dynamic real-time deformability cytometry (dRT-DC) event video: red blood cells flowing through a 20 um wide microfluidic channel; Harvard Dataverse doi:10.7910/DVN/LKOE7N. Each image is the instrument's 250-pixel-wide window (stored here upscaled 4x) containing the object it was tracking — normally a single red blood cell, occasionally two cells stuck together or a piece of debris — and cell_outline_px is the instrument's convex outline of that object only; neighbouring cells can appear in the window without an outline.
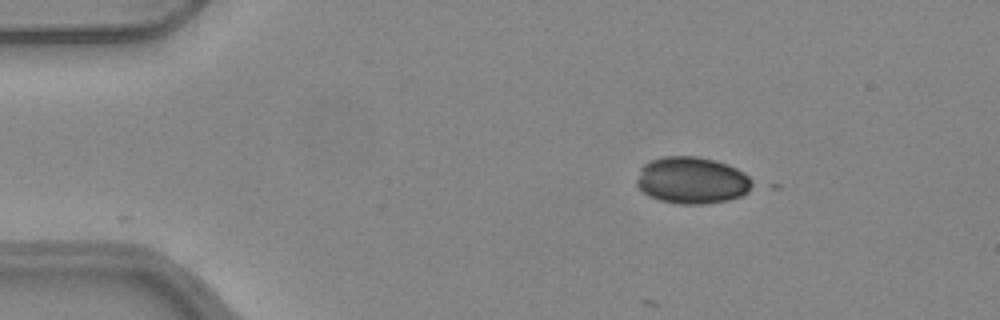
{"species": "common noctule bat (a hibernating species)", "species_latin": "Nyctalus noctula", "temperature_condition": "warm", "stored_images_in_passage": 3, "camera_frame_rate_fps": 3000, "um_per_image_px": 0.085, "animal": {"sex": "female", "body_mass_g": 24.6, "forearm_length_mm": 56.2}, "frame": {"image": 1, "passage_image": 1, "time_ms": 0.0, "image_size_px": [1000, 320], "cell_outline_px": [[756, 184], [748, 192], [740, 196], [728, 200], [704, 204], [680, 204], [660, 200], [648, 196], [636, 184], [636, 180], [640, 168], [644, 164], [652, 160], [664, 156], [696, 156], [716, 160], [728, 164], [744, 172]], "centroid_in_image_um": [58.84, 15.32], "position_along_channel_um": 26.2, "area_um2": 31.79}}